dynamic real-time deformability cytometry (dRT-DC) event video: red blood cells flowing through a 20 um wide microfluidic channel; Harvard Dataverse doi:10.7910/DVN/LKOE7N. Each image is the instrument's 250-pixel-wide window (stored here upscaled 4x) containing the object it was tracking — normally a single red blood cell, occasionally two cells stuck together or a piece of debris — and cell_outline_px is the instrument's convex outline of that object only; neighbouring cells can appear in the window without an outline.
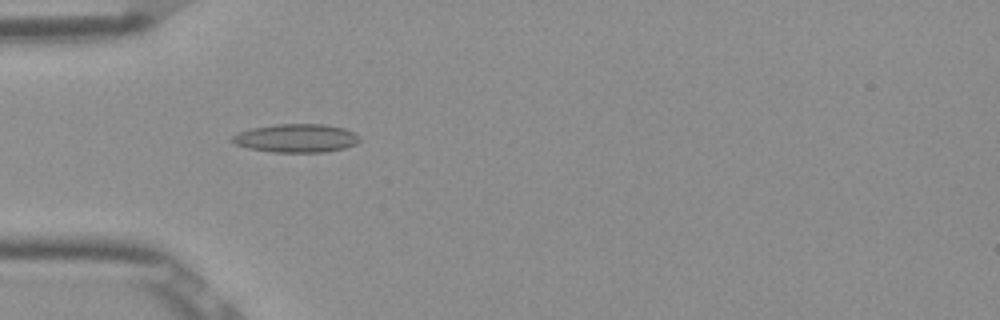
{"species": "Egyptian fruit bat (a non-hibernating species)", "species_latin": "Rousettus aegyptiacus", "temperature_condition": "room temperature", "stored_images_in_passage": 37, "camera_frame_rate_fps": 3000, "um_per_image_px": 0.085, "frame": {"image": 1, "passage_image": 1, "time_ms": 0.0, "image_size_px": [1000, 320], "cell_outline_px": [[360, 140], [356, 144], [344, 148], [324, 152], [272, 152], [248, 148], [236, 144], [228, 140], [232, 136], [240, 132], [252, 128], [276, 124], [324, 124], [344, 128], [360, 136]], "centroid_in_image_um": [25.17, 11.74], "position_along_channel_um": 59.8, "area_um2": 21.1}}
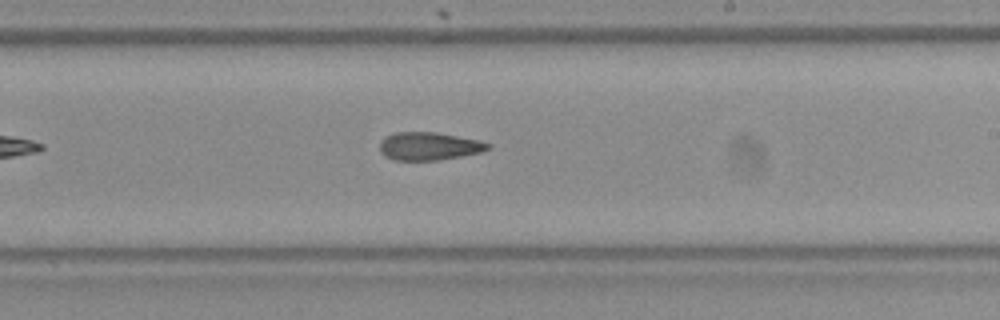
{"frame": {"image": 2, "passage_image": 16, "time_ms": 5.0, "image_size_px": [1000, 320], "cell_outline_px": [[492, 148], [484, 152], [440, 160], [392, 160], [384, 156], [380, 152], [380, 140], [384, 136], [396, 132], [436, 132], [480, 140], [492, 144]], "centroid_in_image_um": [36.49, 12.43], "position_along_channel_um": 252.5, "area_um2": 18.03}}
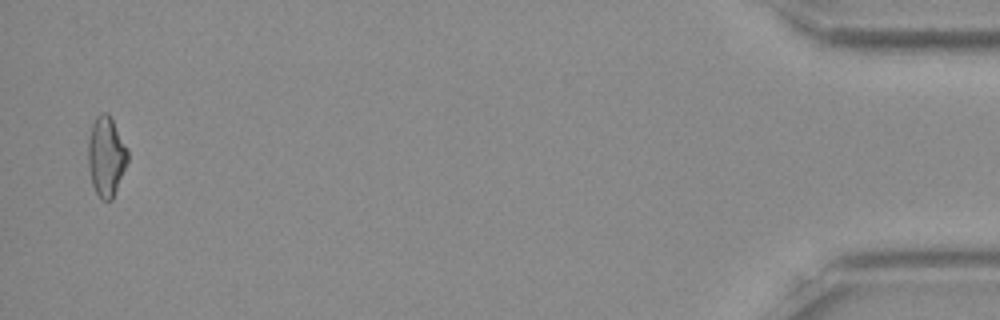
{"frame": {"image": 3, "passage_image": 36, "time_ms": 11.667, "image_size_px": [1000, 320], "cell_outline_px": [[128, 160], [112, 200], [100, 200], [92, 184], [88, 168], [88, 140], [92, 124], [96, 116], [100, 112], [108, 112], [128, 148]], "centroid_in_image_um": [9.02, 13.28], "position_along_channel_um": 426.2, "area_um2": 18.5}, "authors_computed_cell_mechanics": {"area_um2": 18.207, "velocity_mm_per_s": 3.9047, "shape_relaxation_time_tau1_ms": null, "shape_relaxation_time_tau2_ms": 5.3397, "deformation_change_tau1": null, "deformation_change_tau2": 0.1514}}